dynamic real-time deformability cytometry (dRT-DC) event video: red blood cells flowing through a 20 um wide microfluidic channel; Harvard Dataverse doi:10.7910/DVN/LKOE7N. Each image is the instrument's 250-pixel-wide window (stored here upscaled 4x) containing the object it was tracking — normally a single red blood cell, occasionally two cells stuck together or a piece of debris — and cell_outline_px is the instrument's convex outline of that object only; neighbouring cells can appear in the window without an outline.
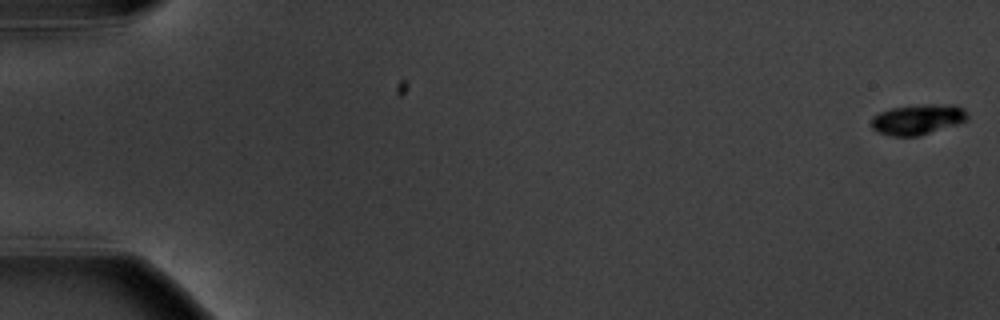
{"species": "common noctule bat (a hibernating species)", "species_latin": "Nyctalus noctula", "temperature_condition": "warm", "stored_images_in_passage": 5, "camera_frame_rate_fps": 3000, "um_per_image_px": 0.085, "animal": {"sex": "male", "body_mass_g": 20.1, "forearm_length_mm": 53.5}, "frame": {"image": 1, "passage_image": 1, "time_ms": 0.0, "image_size_px": [1000, 320], "cell_outline_px": [[968, 120], [956, 124], [916, 136], [892, 136], [880, 132], [872, 128], [872, 116], [880, 112], [892, 108], [924, 104], [956, 104], [964, 108], [968, 116]], "centroid_in_image_um": [78.03, 10.13], "position_along_channel_um": 7.0, "area_um2": 16.82}}
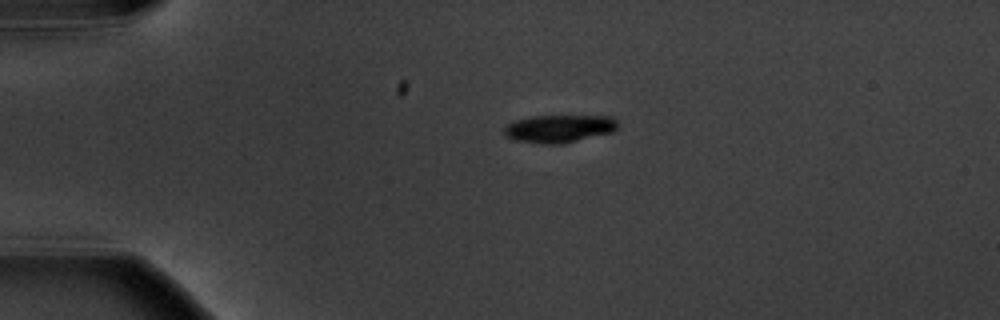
{"frame": {"image": 2, "passage_image": 4, "time_ms": 4.333, "image_size_px": [1000, 320], "cell_outline_px": [[616, 128], [612, 132], [564, 144], [540, 144], [512, 140], [504, 136], [504, 128], [512, 120], [532, 116], [612, 116], [616, 120]], "centroid_in_image_um": [47.46, 10.94], "position_along_channel_um": 37.5, "area_um2": 18.61}}